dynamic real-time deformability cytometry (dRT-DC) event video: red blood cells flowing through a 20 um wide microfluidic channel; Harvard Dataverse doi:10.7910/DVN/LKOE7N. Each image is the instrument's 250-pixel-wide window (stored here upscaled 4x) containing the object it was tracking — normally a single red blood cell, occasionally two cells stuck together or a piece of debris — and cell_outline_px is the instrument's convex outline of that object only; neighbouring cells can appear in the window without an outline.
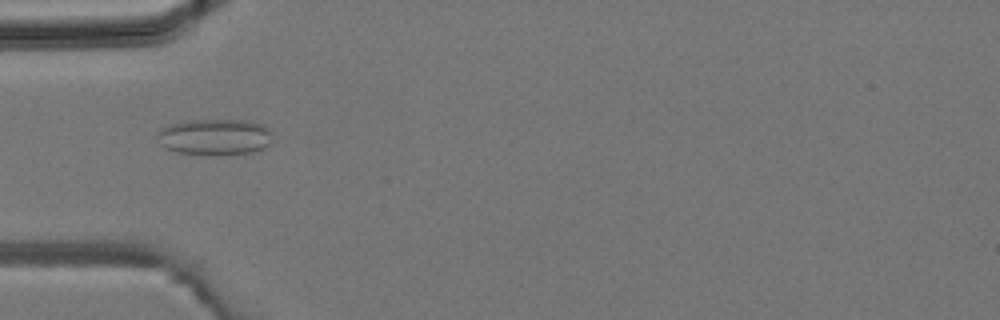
{"species": "common noctule bat (a hibernating species)", "species_latin": "Nyctalus noctula", "temperature_condition": "room temperature", "stored_images_in_passage": 2, "camera_frame_rate_fps": 3000, "um_per_image_px": 0.085, "animal": {"sex": "male", "body_mass_g": 19.2, "forearm_length_mm": 51.8}, "frame": {"image": 1, "passage_image": 1, "time_ms": 0.0, "image_size_px": [1000, 320], "cell_outline_px": [[272, 144], [264, 148], [252, 152], [216, 156], [176, 152], [164, 148], [160, 144], [156, 136], [156, 132], [160, 128], [168, 124], [184, 120], [252, 120], [264, 124], [272, 132]], "centroid_in_image_um": [18.26, 11.64], "position_along_channel_um": 66.7, "area_um2": 25.2}}
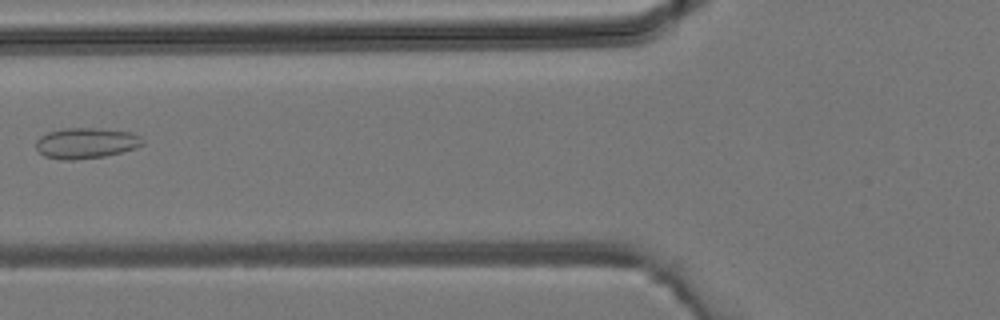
{"frame": {"image": 2, "passage_image": 2, "time_ms": 0.333, "image_size_px": [1000, 320], "cell_outline_px": [[144, 144], [136, 148], [104, 156], [72, 160], [64, 160], [44, 156], [36, 148], [36, 140], [40, 136], [48, 132], [64, 128], [96, 128], [132, 132], [140, 136], [144, 140]], "centroid_in_image_um": [7.32, 12.16], "position_along_channel_um": 118.5, "area_um2": 19.07}}